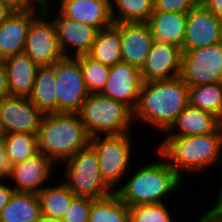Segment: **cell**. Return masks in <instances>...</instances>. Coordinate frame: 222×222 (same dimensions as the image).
I'll return each instance as SVG.
<instances>
[{"mask_svg": "<svg viewBox=\"0 0 222 222\" xmlns=\"http://www.w3.org/2000/svg\"><path fill=\"white\" fill-rule=\"evenodd\" d=\"M189 104L188 85L178 76L143 82L133 118L166 132Z\"/></svg>", "mask_w": 222, "mask_h": 222, "instance_id": "1", "label": "cell"}, {"mask_svg": "<svg viewBox=\"0 0 222 222\" xmlns=\"http://www.w3.org/2000/svg\"><path fill=\"white\" fill-rule=\"evenodd\" d=\"M156 150L181 179L185 170L197 172L218 161L222 167V125L209 134L167 136Z\"/></svg>", "mask_w": 222, "mask_h": 222, "instance_id": "2", "label": "cell"}, {"mask_svg": "<svg viewBox=\"0 0 222 222\" xmlns=\"http://www.w3.org/2000/svg\"><path fill=\"white\" fill-rule=\"evenodd\" d=\"M90 138L78 113L44 114L37 134L39 152L53 162L68 160L88 147Z\"/></svg>", "mask_w": 222, "mask_h": 222, "instance_id": "3", "label": "cell"}, {"mask_svg": "<svg viewBox=\"0 0 222 222\" xmlns=\"http://www.w3.org/2000/svg\"><path fill=\"white\" fill-rule=\"evenodd\" d=\"M115 194L128 206L164 203L163 198L177 190L182 179L166 160L138 167Z\"/></svg>", "mask_w": 222, "mask_h": 222, "instance_id": "4", "label": "cell"}, {"mask_svg": "<svg viewBox=\"0 0 222 222\" xmlns=\"http://www.w3.org/2000/svg\"><path fill=\"white\" fill-rule=\"evenodd\" d=\"M78 115L90 137L128 133L133 120L127 105L101 93H90Z\"/></svg>", "mask_w": 222, "mask_h": 222, "instance_id": "5", "label": "cell"}, {"mask_svg": "<svg viewBox=\"0 0 222 222\" xmlns=\"http://www.w3.org/2000/svg\"><path fill=\"white\" fill-rule=\"evenodd\" d=\"M64 162V183L75 196L99 200L115 193V189L103 180L97 155L90 146L78 151Z\"/></svg>", "mask_w": 222, "mask_h": 222, "instance_id": "6", "label": "cell"}, {"mask_svg": "<svg viewBox=\"0 0 222 222\" xmlns=\"http://www.w3.org/2000/svg\"><path fill=\"white\" fill-rule=\"evenodd\" d=\"M131 143L129 132L90 138L89 146L97 155L101 176L111 188L126 175L132 154Z\"/></svg>", "mask_w": 222, "mask_h": 222, "instance_id": "7", "label": "cell"}, {"mask_svg": "<svg viewBox=\"0 0 222 222\" xmlns=\"http://www.w3.org/2000/svg\"><path fill=\"white\" fill-rule=\"evenodd\" d=\"M56 74L57 113H78L90 94L76 57H63L52 65Z\"/></svg>", "mask_w": 222, "mask_h": 222, "instance_id": "8", "label": "cell"}, {"mask_svg": "<svg viewBox=\"0 0 222 222\" xmlns=\"http://www.w3.org/2000/svg\"><path fill=\"white\" fill-rule=\"evenodd\" d=\"M179 77L188 86L222 82V41L182 52Z\"/></svg>", "mask_w": 222, "mask_h": 222, "instance_id": "9", "label": "cell"}, {"mask_svg": "<svg viewBox=\"0 0 222 222\" xmlns=\"http://www.w3.org/2000/svg\"><path fill=\"white\" fill-rule=\"evenodd\" d=\"M49 11L37 14L31 21L28 30L24 53L27 54L38 67L52 66L64 56L60 50L56 28L53 20L44 19ZM43 16V17H42Z\"/></svg>", "mask_w": 222, "mask_h": 222, "instance_id": "10", "label": "cell"}, {"mask_svg": "<svg viewBox=\"0 0 222 222\" xmlns=\"http://www.w3.org/2000/svg\"><path fill=\"white\" fill-rule=\"evenodd\" d=\"M44 113L29 97L0 98V124L4 134L30 133L37 135Z\"/></svg>", "mask_w": 222, "mask_h": 222, "instance_id": "11", "label": "cell"}, {"mask_svg": "<svg viewBox=\"0 0 222 222\" xmlns=\"http://www.w3.org/2000/svg\"><path fill=\"white\" fill-rule=\"evenodd\" d=\"M222 41V20L201 4L187 12L182 52L207 47Z\"/></svg>", "mask_w": 222, "mask_h": 222, "instance_id": "12", "label": "cell"}, {"mask_svg": "<svg viewBox=\"0 0 222 222\" xmlns=\"http://www.w3.org/2000/svg\"><path fill=\"white\" fill-rule=\"evenodd\" d=\"M142 84L140 69L120 62L110 67L108 80L101 94L124 103L134 111L139 101Z\"/></svg>", "mask_w": 222, "mask_h": 222, "instance_id": "13", "label": "cell"}, {"mask_svg": "<svg viewBox=\"0 0 222 222\" xmlns=\"http://www.w3.org/2000/svg\"><path fill=\"white\" fill-rule=\"evenodd\" d=\"M181 59L182 50L179 46L154 40L146 61L140 69L143 82L178 77Z\"/></svg>", "mask_w": 222, "mask_h": 222, "instance_id": "14", "label": "cell"}, {"mask_svg": "<svg viewBox=\"0 0 222 222\" xmlns=\"http://www.w3.org/2000/svg\"><path fill=\"white\" fill-rule=\"evenodd\" d=\"M56 162L42 152L11 166L7 178H12L16 186L15 192L39 193L50 178L51 170Z\"/></svg>", "mask_w": 222, "mask_h": 222, "instance_id": "15", "label": "cell"}, {"mask_svg": "<svg viewBox=\"0 0 222 222\" xmlns=\"http://www.w3.org/2000/svg\"><path fill=\"white\" fill-rule=\"evenodd\" d=\"M56 28L57 40L64 57L68 47L75 48V57L88 55L95 41L98 30L91 25L83 24L64 16L60 11L52 19Z\"/></svg>", "mask_w": 222, "mask_h": 222, "instance_id": "16", "label": "cell"}, {"mask_svg": "<svg viewBox=\"0 0 222 222\" xmlns=\"http://www.w3.org/2000/svg\"><path fill=\"white\" fill-rule=\"evenodd\" d=\"M32 9H14L0 24V59L24 52L31 21L37 17Z\"/></svg>", "mask_w": 222, "mask_h": 222, "instance_id": "17", "label": "cell"}, {"mask_svg": "<svg viewBox=\"0 0 222 222\" xmlns=\"http://www.w3.org/2000/svg\"><path fill=\"white\" fill-rule=\"evenodd\" d=\"M154 42L148 22L121 23L122 62L141 69Z\"/></svg>", "mask_w": 222, "mask_h": 222, "instance_id": "18", "label": "cell"}, {"mask_svg": "<svg viewBox=\"0 0 222 222\" xmlns=\"http://www.w3.org/2000/svg\"><path fill=\"white\" fill-rule=\"evenodd\" d=\"M59 11L66 17L94 26L98 31L113 24L111 6L102 0H61Z\"/></svg>", "mask_w": 222, "mask_h": 222, "instance_id": "19", "label": "cell"}, {"mask_svg": "<svg viewBox=\"0 0 222 222\" xmlns=\"http://www.w3.org/2000/svg\"><path fill=\"white\" fill-rule=\"evenodd\" d=\"M221 125L222 121L214 114L188 104L165 134L170 132L167 136L179 137L204 135L215 132ZM174 128H178L177 133L171 132Z\"/></svg>", "mask_w": 222, "mask_h": 222, "instance_id": "20", "label": "cell"}, {"mask_svg": "<svg viewBox=\"0 0 222 222\" xmlns=\"http://www.w3.org/2000/svg\"><path fill=\"white\" fill-rule=\"evenodd\" d=\"M10 96L29 97L38 66L24 52L4 59Z\"/></svg>", "mask_w": 222, "mask_h": 222, "instance_id": "21", "label": "cell"}, {"mask_svg": "<svg viewBox=\"0 0 222 222\" xmlns=\"http://www.w3.org/2000/svg\"><path fill=\"white\" fill-rule=\"evenodd\" d=\"M187 13L153 11L148 24L155 41L182 48L185 39Z\"/></svg>", "mask_w": 222, "mask_h": 222, "instance_id": "22", "label": "cell"}, {"mask_svg": "<svg viewBox=\"0 0 222 222\" xmlns=\"http://www.w3.org/2000/svg\"><path fill=\"white\" fill-rule=\"evenodd\" d=\"M120 43L121 23H113L97 32L88 55L108 67H113L122 62Z\"/></svg>", "mask_w": 222, "mask_h": 222, "instance_id": "23", "label": "cell"}, {"mask_svg": "<svg viewBox=\"0 0 222 222\" xmlns=\"http://www.w3.org/2000/svg\"><path fill=\"white\" fill-rule=\"evenodd\" d=\"M56 74L52 66L38 67L29 99L44 114L57 113Z\"/></svg>", "mask_w": 222, "mask_h": 222, "instance_id": "24", "label": "cell"}, {"mask_svg": "<svg viewBox=\"0 0 222 222\" xmlns=\"http://www.w3.org/2000/svg\"><path fill=\"white\" fill-rule=\"evenodd\" d=\"M41 217L37 193L14 192L0 213V222H30Z\"/></svg>", "mask_w": 222, "mask_h": 222, "instance_id": "25", "label": "cell"}, {"mask_svg": "<svg viewBox=\"0 0 222 222\" xmlns=\"http://www.w3.org/2000/svg\"><path fill=\"white\" fill-rule=\"evenodd\" d=\"M41 203V215L61 219L75 194L61 182L55 187H45L38 193Z\"/></svg>", "mask_w": 222, "mask_h": 222, "instance_id": "26", "label": "cell"}, {"mask_svg": "<svg viewBox=\"0 0 222 222\" xmlns=\"http://www.w3.org/2000/svg\"><path fill=\"white\" fill-rule=\"evenodd\" d=\"M153 11L154 0H114L111 5L113 23L148 22Z\"/></svg>", "mask_w": 222, "mask_h": 222, "instance_id": "27", "label": "cell"}, {"mask_svg": "<svg viewBox=\"0 0 222 222\" xmlns=\"http://www.w3.org/2000/svg\"><path fill=\"white\" fill-rule=\"evenodd\" d=\"M189 104L208 111L222 121V82L188 86Z\"/></svg>", "mask_w": 222, "mask_h": 222, "instance_id": "28", "label": "cell"}, {"mask_svg": "<svg viewBox=\"0 0 222 222\" xmlns=\"http://www.w3.org/2000/svg\"><path fill=\"white\" fill-rule=\"evenodd\" d=\"M88 222H130L129 207L113 193L92 203Z\"/></svg>", "mask_w": 222, "mask_h": 222, "instance_id": "29", "label": "cell"}, {"mask_svg": "<svg viewBox=\"0 0 222 222\" xmlns=\"http://www.w3.org/2000/svg\"><path fill=\"white\" fill-rule=\"evenodd\" d=\"M3 140L11 166L39 153L37 135L30 133L4 134Z\"/></svg>", "mask_w": 222, "mask_h": 222, "instance_id": "30", "label": "cell"}, {"mask_svg": "<svg viewBox=\"0 0 222 222\" xmlns=\"http://www.w3.org/2000/svg\"><path fill=\"white\" fill-rule=\"evenodd\" d=\"M76 58L80 62L89 93H101L108 80L110 67L93 59L89 55H81Z\"/></svg>", "mask_w": 222, "mask_h": 222, "instance_id": "31", "label": "cell"}, {"mask_svg": "<svg viewBox=\"0 0 222 222\" xmlns=\"http://www.w3.org/2000/svg\"><path fill=\"white\" fill-rule=\"evenodd\" d=\"M164 203L129 207L130 222H174Z\"/></svg>", "mask_w": 222, "mask_h": 222, "instance_id": "32", "label": "cell"}, {"mask_svg": "<svg viewBox=\"0 0 222 222\" xmlns=\"http://www.w3.org/2000/svg\"><path fill=\"white\" fill-rule=\"evenodd\" d=\"M95 200L75 196L63 214L62 222H88L92 203Z\"/></svg>", "mask_w": 222, "mask_h": 222, "instance_id": "33", "label": "cell"}, {"mask_svg": "<svg viewBox=\"0 0 222 222\" xmlns=\"http://www.w3.org/2000/svg\"><path fill=\"white\" fill-rule=\"evenodd\" d=\"M200 5V0H154V11L187 13Z\"/></svg>", "mask_w": 222, "mask_h": 222, "instance_id": "34", "label": "cell"}, {"mask_svg": "<svg viewBox=\"0 0 222 222\" xmlns=\"http://www.w3.org/2000/svg\"><path fill=\"white\" fill-rule=\"evenodd\" d=\"M217 200L215 206L201 216L203 222H222V184L219 188Z\"/></svg>", "mask_w": 222, "mask_h": 222, "instance_id": "35", "label": "cell"}, {"mask_svg": "<svg viewBox=\"0 0 222 222\" xmlns=\"http://www.w3.org/2000/svg\"><path fill=\"white\" fill-rule=\"evenodd\" d=\"M11 165L7 158L6 146L3 140V136L0 137V180L7 178L10 173Z\"/></svg>", "mask_w": 222, "mask_h": 222, "instance_id": "36", "label": "cell"}, {"mask_svg": "<svg viewBox=\"0 0 222 222\" xmlns=\"http://www.w3.org/2000/svg\"><path fill=\"white\" fill-rule=\"evenodd\" d=\"M10 96V90L8 86L7 69L4 64V59H0V98Z\"/></svg>", "mask_w": 222, "mask_h": 222, "instance_id": "37", "label": "cell"}, {"mask_svg": "<svg viewBox=\"0 0 222 222\" xmlns=\"http://www.w3.org/2000/svg\"><path fill=\"white\" fill-rule=\"evenodd\" d=\"M49 4H50L49 0H21V9H32V10H38L39 12L45 13L48 11V8H50L48 7Z\"/></svg>", "mask_w": 222, "mask_h": 222, "instance_id": "38", "label": "cell"}, {"mask_svg": "<svg viewBox=\"0 0 222 222\" xmlns=\"http://www.w3.org/2000/svg\"><path fill=\"white\" fill-rule=\"evenodd\" d=\"M200 4L222 20V0H200Z\"/></svg>", "mask_w": 222, "mask_h": 222, "instance_id": "39", "label": "cell"}, {"mask_svg": "<svg viewBox=\"0 0 222 222\" xmlns=\"http://www.w3.org/2000/svg\"><path fill=\"white\" fill-rule=\"evenodd\" d=\"M14 192V188L0 183V213L3 208L9 203Z\"/></svg>", "mask_w": 222, "mask_h": 222, "instance_id": "40", "label": "cell"}, {"mask_svg": "<svg viewBox=\"0 0 222 222\" xmlns=\"http://www.w3.org/2000/svg\"><path fill=\"white\" fill-rule=\"evenodd\" d=\"M14 10L9 4L0 1V24L9 16Z\"/></svg>", "mask_w": 222, "mask_h": 222, "instance_id": "41", "label": "cell"}, {"mask_svg": "<svg viewBox=\"0 0 222 222\" xmlns=\"http://www.w3.org/2000/svg\"><path fill=\"white\" fill-rule=\"evenodd\" d=\"M9 4L14 9H21V0H0Z\"/></svg>", "mask_w": 222, "mask_h": 222, "instance_id": "42", "label": "cell"}, {"mask_svg": "<svg viewBox=\"0 0 222 222\" xmlns=\"http://www.w3.org/2000/svg\"><path fill=\"white\" fill-rule=\"evenodd\" d=\"M40 222H62L61 219L41 215Z\"/></svg>", "mask_w": 222, "mask_h": 222, "instance_id": "43", "label": "cell"}, {"mask_svg": "<svg viewBox=\"0 0 222 222\" xmlns=\"http://www.w3.org/2000/svg\"><path fill=\"white\" fill-rule=\"evenodd\" d=\"M102 1L108 3L111 6L114 0H102Z\"/></svg>", "mask_w": 222, "mask_h": 222, "instance_id": "44", "label": "cell"}, {"mask_svg": "<svg viewBox=\"0 0 222 222\" xmlns=\"http://www.w3.org/2000/svg\"><path fill=\"white\" fill-rule=\"evenodd\" d=\"M4 135V132L2 130L1 124H0V137Z\"/></svg>", "mask_w": 222, "mask_h": 222, "instance_id": "45", "label": "cell"}, {"mask_svg": "<svg viewBox=\"0 0 222 222\" xmlns=\"http://www.w3.org/2000/svg\"><path fill=\"white\" fill-rule=\"evenodd\" d=\"M30 222H40V218H38L36 220H33V221H30Z\"/></svg>", "mask_w": 222, "mask_h": 222, "instance_id": "46", "label": "cell"}]
</instances>
